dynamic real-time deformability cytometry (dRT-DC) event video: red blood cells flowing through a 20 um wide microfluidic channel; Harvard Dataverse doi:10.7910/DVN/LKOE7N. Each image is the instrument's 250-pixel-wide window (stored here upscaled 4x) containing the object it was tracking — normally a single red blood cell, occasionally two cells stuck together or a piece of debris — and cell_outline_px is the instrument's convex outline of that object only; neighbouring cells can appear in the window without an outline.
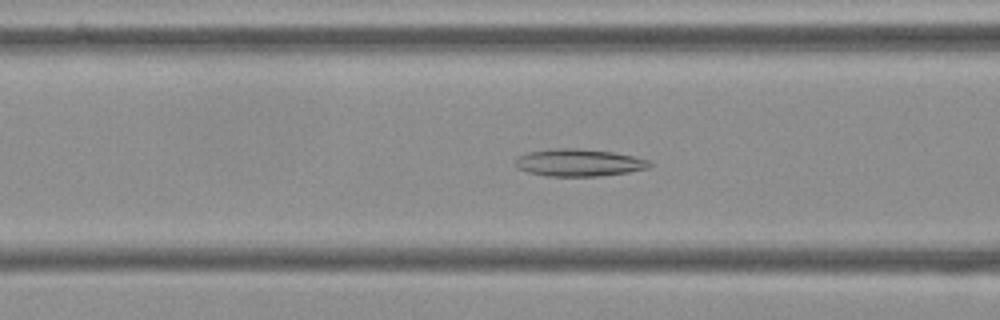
{"species": "Egyptian fruit bat (a non-hibernating species)", "species_latin": "Rousettus aegyptiacus", "temperature_condition": "cold", "stored_images_in_passage": 50, "camera_frame_rate_fps": 3000, "um_per_image_px": 0.085, "frame": {"image": 1, "passage_image": 16, "time_ms": 5.0, "image_size_px": [1000, 320], "cell_outline_px": [[652, 164], [648, 168], [628, 172], [600, 176], [548, 176], [528, 172], [516, 168], [512, 164], [520, 156], [528, 152], [556, 148], [576, 148], [612, 152], [632, 156], [648, 160]], "centroid_in_image_um": [49.17, 13.83], "position_along_channel_um": 117.4, "area_um2": 21.27}}
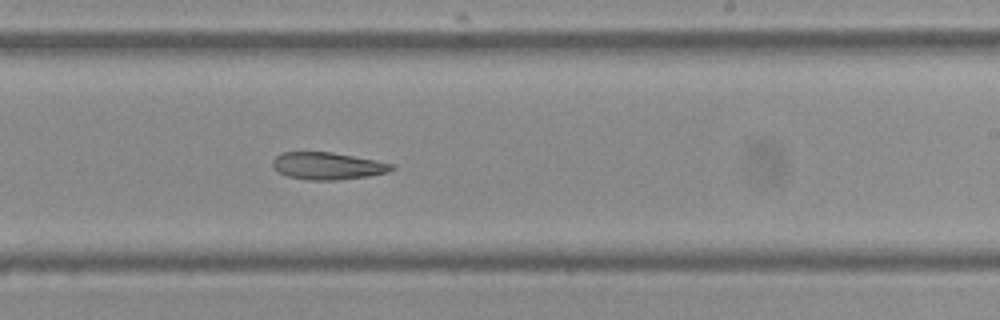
{"frame": {"image": 2, "passage_image": 28, "time_ms": 9.0, "image_size_px": [1000, 320], "cell_outline_px": [[396, 168], [388, 172], [368, 176], [336, 180], [308, 180], [288, 176], [272, 168], [272, 160], [280, 152], [332, 152], [376, 160], [392, 164]], "centroid_in_image_um": [27.83, 14.1], "position_along_channel_um": 261.2, "area_um2": 18.9}}
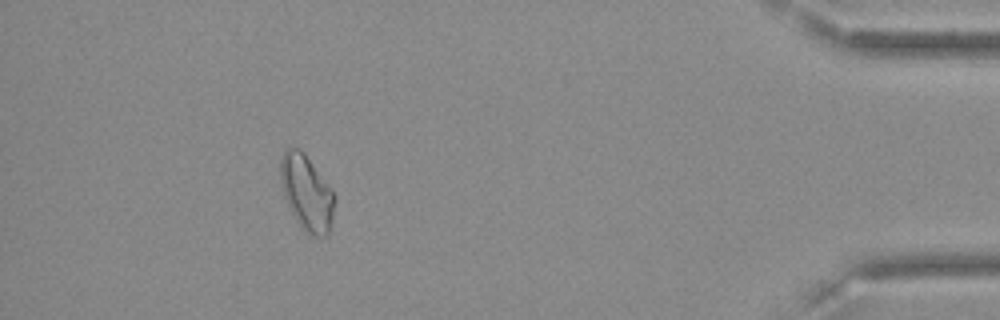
{"frame": {"image": 3, "passage_image": 45, "time_ms": 14.667, "image_size_px": [1000, 320], "cell_outline_px": [[336, 200], [328, 236], [316, 236], [308, 232], [300, 224], [292, 212], [284, 196], [280, 176], [280, 160], [284, 152], [288, 148], [300, 148], [304, 152], [336, 196]], "centroid_in_image_um": [26.08, 16.36], "position_along_channel_um": 409.1, "area_um2": 23.29}}